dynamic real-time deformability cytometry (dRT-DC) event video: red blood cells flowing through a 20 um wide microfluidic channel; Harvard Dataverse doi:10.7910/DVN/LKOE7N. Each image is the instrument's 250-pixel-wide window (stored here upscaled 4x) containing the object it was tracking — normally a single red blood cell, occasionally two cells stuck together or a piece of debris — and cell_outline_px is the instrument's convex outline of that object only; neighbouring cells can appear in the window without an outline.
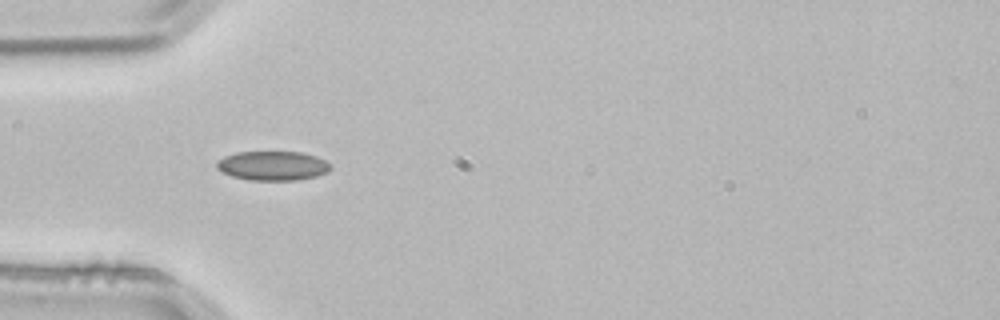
{"species": "common noctule bat (a hibernating species)", "species_latin": "Nyctalus noctula", "temperature_condition": "room temperature", "stored_images_in_passage": 3, "camera_frame_rate_fps": 3000, "um_per_image_px": 0.085, "animal": {"sex": "male", "body_mass_g": 21.5, "forearm_length_mm": 52.0}, "frame": {"image": 1, "passage_image": 3, "time_ms": 0.667, "image_size_px": [1000, 320], "cell_outline_px": [[332, 168], [328, 172], [316, 176], [296, 180], [248, 180], [232, 176], [216, 168], [216, 160], [224, 156], [236, 152], [300, 152], [316, 156], [324, 160]], "centroid_in_image_um": [23.15, 14.09], "position_along_channel_um": 61.8, "area_um2": 19.42}}